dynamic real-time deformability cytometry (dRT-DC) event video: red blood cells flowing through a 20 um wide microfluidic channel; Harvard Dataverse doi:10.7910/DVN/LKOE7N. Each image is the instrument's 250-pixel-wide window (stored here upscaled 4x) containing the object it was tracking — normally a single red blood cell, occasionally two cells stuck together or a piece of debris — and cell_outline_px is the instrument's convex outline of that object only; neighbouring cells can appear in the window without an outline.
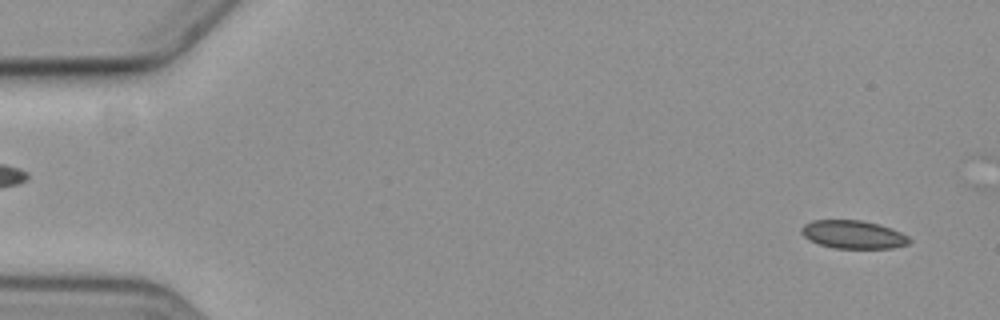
{"species": "common noctule bat (a hibernating species)", "species_latin": "Nyctalus noctula", "temperature_condition": "cold", "stored_images_in_passage": 3, "segment_of_instrument_passage": [2, 2], "camera_frame_rate_fps": 3000, "um_per_image_px": 0.085, "animal": {"sex": "female", "body_mass_g": 19.3, "forearm_length_mm": 54.1}, "frame": {"image": 1, "passage_image": 3, "time_ms": 2.667, "image_size_px": [1000, 320], "cell_outline_px": [[912, 240], [908, 244], [892, 248], [832, 248], [808, 240], [800, 232], [800, 228], [804, 224], [812, 220], [860, 220], [880, 224], [892, 228], [908, 236]], "centroid_in_image_um": [72.51, 19.93], "position_along_channel_um": 12.5, "area_um2": 17.86}}